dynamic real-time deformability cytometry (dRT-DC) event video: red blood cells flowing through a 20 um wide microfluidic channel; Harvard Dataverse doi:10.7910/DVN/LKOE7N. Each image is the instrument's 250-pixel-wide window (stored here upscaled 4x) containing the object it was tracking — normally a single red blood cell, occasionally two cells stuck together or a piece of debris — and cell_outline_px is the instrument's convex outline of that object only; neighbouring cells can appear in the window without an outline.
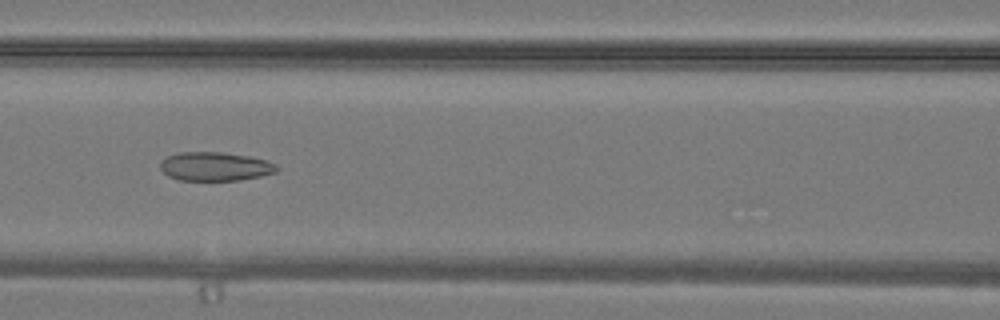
{"species": "common noctule bat (a hibernating species)", "species_latin": "Nyctalus noctula", "temperature_condition": "warm", "stored_images_in_passage": 30, "camera_frame_rate_fps": 3000, "um_per_image_px": 0.085, "animal": {"sex": "male", "body_mass_g": 19.2, "forearm_length_mm": 51.8}, "frame": {"image": 1, "passage_image": 10, "time_ms": 3.0, "image_size_px": [1000, 320], "cell_outline_px": [[280, 168], [276, 172], [260, 176], [240, 180], [180, 180], [168, 176], [160, 168], [160, 160], [168, 156], [180, 152], [220, 152], [248, 156], [264, 160], [276, 164]], "centroid_in_image_um": [18.27, 14.15], "position_along_channel_um": 148.3, "area_um2": 19.48}}
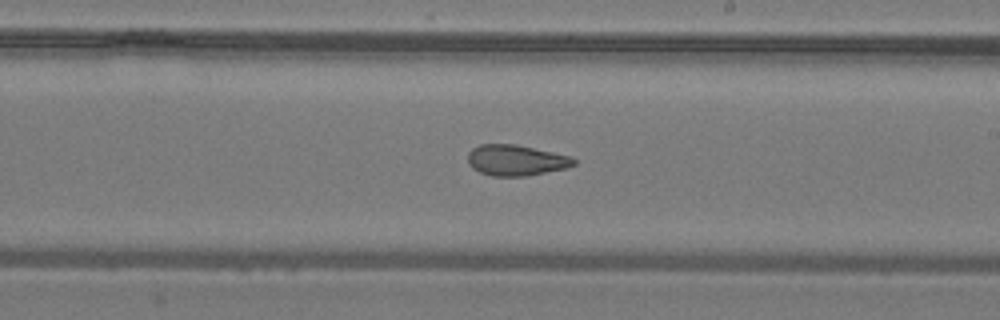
{"frame": {"image": 2, "passage_image": 15, "time_ms": 4.667, "image_size_px": [1000, 320], "cell_outline_px": [[576, 164], [568, 168], [528, 176], [492, 176], [480, 172], [472, 168], [468, 164], [468, 152], [472, 148], [480, 144], [516, 144], [572, 156], [576, 160]], "centroid_in_image_um": [43.88, 13.62], "position_along_channel_um": 245.1, "area_um2": 19.31}}
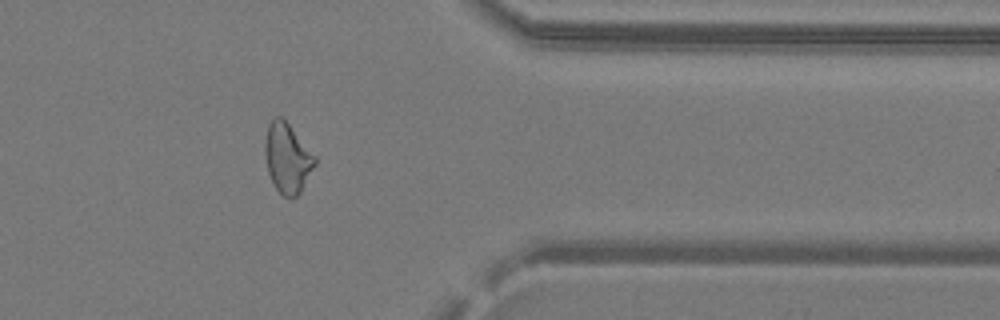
{"frame": {"image": 3, "passage_image": 23, "time_ms": 7.333, "image_size_px": [1000, 320], "cell_outline_px": [[316, 164], [300, 192], [292, 200], [288, 200], [276, 188], [268, 172], [264, 152], [264, 144], [268, 124], [276, 116], [280, 116], [288, 124], [316, 156]], "centroid_in_image_um": [24.42, 13.46], "position_along_channel_um": 387.0, "area_um2": 20.17}}